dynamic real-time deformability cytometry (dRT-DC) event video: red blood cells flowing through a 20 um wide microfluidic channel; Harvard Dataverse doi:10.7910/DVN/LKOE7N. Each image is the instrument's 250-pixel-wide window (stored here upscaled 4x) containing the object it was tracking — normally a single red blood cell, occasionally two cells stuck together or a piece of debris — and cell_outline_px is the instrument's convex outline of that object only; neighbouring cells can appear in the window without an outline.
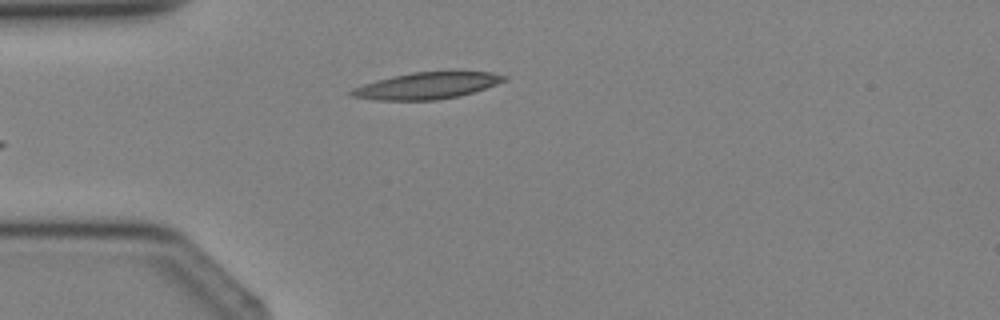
{"species": "Egyptian fruit bat (a non-hibernating species)", "species_latin": "Rousettus aegyptiacus", "temperature_condition": "cold", "stored_images_in_passage": 3, "camera_frame_rate_fps": 3000, "um_per_image_px": 0.085, "animal": {"sex": "female"}, "frame": {"image": 1, "passage_image": 3, "time_ms": 2.333, "image_size_px": [1000, 320], "cell_outline_px": [[508, 80], [460, 96], [436, 100], [376, 100], [352, 96], [348, 92], [352, 88], [376, 80], [412, 72], [492, 72], [508, 76]], "centroid_in_image_um": [36.29, 7.29], "position_along_channel_um": 48.7, "area_um2": 23.47}}